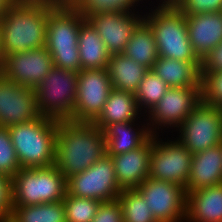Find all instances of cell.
<instances>
[{"instance_id":"1f68e13d","label":"cell","mask_w":222,"mask_h":222,"mask_svg":"<svg viewBox=\"0 0 222 222\" xmlns=\"http://www.w3.org/2000/svg\"><path fill=\"white\" fill-rule=\"evenodd\" d=\"M201 102L222 109V71L201 72Z\"/></svg>"},{"instance_id":"4dcf8cb0","label":"cell","mask_w":222,"mask_h":222,"mask_svg":"<svg viewBox=\"0 0 222 222\" xmlns=\"http://www.w3.org/2000/svg\"><path fill=\"white\" fill-rule=\"evenodd\" d=\"M143 0H76L73 5L83 14L100 11H131L139 10ZM139 3V4H138Z\"/></svg>"},{"instance_id":"60d3db41","label":"cell","mask_w":222,"mask_h":222,"mask_svg":"<svg viewBox=\"0 0 222 222\" xmlns=\"http://www.w3.org/2000/svg\"><path fill=\"white\" fill-rule=\"evenodd\" d=\"M2 66H3V55L1 53V47H0V73H1Z\"/></svg>"},{"instance_id":"3957f363","label":"cell","mask_w":222,"mask_h":222,"mask_svg":"<svg viewBox=\"0 0 222 222\" xmlns=\"http://www.w3.org/2000/svg\"><path fill=\"white\" fill-rule=\"evenodd\" d=\"M85 20L73 4L49 6L45 47L54 66L77 73L81 71L78 33Z\"/></svg>"},{"instance_id":"7a4b0ae2","label":"cell","mask_w":222,"mask_h":222,"mask_svg":"<svg viewBox=\"0 0 222 222\" xmlns=\"http://www.w3.org/2000/svg\"><path fill=\"white\" fill-rule=\"evenodd\" d=\"M49 6L16 3L0 20V47L3 58L46 46Z\"/></svg>"},{"instance_id":"5bb4252c","label":"cell","mask_w":222,"mask_h":222,"mask_svg":"<svg viewBox=\"0 0 222 222\" xmlns=\"http://www.w3.org/2000/svg\"><path fill=\"white\" fill-rule=\"evenodd\" d=\"M112 89L107 68L78 72L73 121L93 122L100 115Z\"/></svg>"},{"instance_id":"ffe728a7","label":"cell","mask_w":222,"mask_h":222,"mask_svg":"<svg viewBox=\"0 0 222 222\" xmlns=\"http://www.w3.org/2000/svg\"><path fill=\"white\" fill-rule=\"evenodd\" d=\"M222 183V145L192 154L186 193Z\"/></svg>"},{"instance_id":"cb8c5ba5","label":"cell","mask_w":222,"mask_h":222,"mask_svg":"<svg viewBox=\"0 0 222 222\" xmlns=\"http://www.w3.org/2000/svg\"><path fill=\"white\" fill-rule=\"evenodd\" d=\"M107 70L113 89L135 94L149 69L121 53L110 56Z\"/></svg>"},{"instance_id":"8992f818","label":"cell","mask_w":222,"mask_h":222,"mask_svg":"<svg viewBox=\"0 0 222 222\" xmlns=\"http://www.w3.org/2000/svg\"><path fill=\"white\" fill-rule=\"evenodd\" d=\"M66 192V179L55 165L20 168L12 177V208L58 202Z\"/></svg>"},{"instance_id":"484cf974","label":"cell","mask_w":222,"mask_h":222,"mask_svg":"<svg viewBox=\"0 0 222 222\" xmlns=\"http://www.w3.org/2000/svg\"><path fill=\"white\" fill-rule=\"evenodd\" d=\"M123 54L148 69H152L157 61L159 54L154 32L144 20L133 31Z\"/></svg>"},{"instance_id":"6da1fadb","label":"cell","mask_w":222,"mask_h":222,"mask_svg":"<svg viewBox=\"0 0 222 222\" xmlns=\"http://www.w3.org/2000/svg\"><path fill=\"white\" fill-rule=\"evenodd\" d=\"M106 155L103 131L93 122L58 121L55 166L67 180Z\"/></svg>"},{"instance_id":"836d02e7","label":"cell","mask_w":222,"mask_h":222,"mask_svg":"<svg viewBox=\"0 0 222 222\" xmlns=\"http://www.w3.org/2000/svg\"><path fill=\"white\" fill-rule=\"evenodd\" d=\"M177 8L185 15L222 11V0H182Z\"/></svg>"},{"instance_id":"2e32d148","label":"cell","mask_w":222,"mask_h":222,"mask_svg":"<svg viewBox=\"0 0 222 222\" xmlns=\"http://www.w3.org/2000/svg\"><path fill=\"white\" fill-rule=\"evenodd\" d=\"M39 116L34 89L14 83L0 73V126L8 128Z\"/></svg>"},{"instance_id":"4fadbf2b","label":"cell","mask_w":222,"mask_h":222,"mask_svg":"<svg viewBox=\"0 0 222 222\" xmlns=\"http://www.w3.org/2000/svg\"><path fill=\"white\" fill-rule=\"evenodd\" d=\"M142 11H100L83 14L97 31L111 55L124 52L136 27L144 20Z\"/></svg>"},{"instance_id":"f35d334b","label":"cell","mask_w":222,"mask_h":222,"mask_svg":"<svg viewBox=\"0 0 222 222\" xmlns=\"http://www.w3.org/2000/svg\"><path fill=\"white\" fill-rule=\"evenodd\" d=\"M16 4L15 0H0V20L10 7Z\"/></svg>"},{"instance_id":"8d00e7d4","label":"cell","mask_w":222,"mask_h":222,"mask_svg":"<svg viewBox=\"0 0 222 222\" xmlns=\"http://www.w3.org/2000/svg\"><path fill=\"white\" fill-rule=\"evenodd\" d=\"M222 71V42L201 60V72Z\"/></svg>"},{"instance_id":"d590c367","label":"cell","mask_w":222,"mask_h":222,"mask_svg":"<svg viewBox=\"0 0 222 222\" xmlns=\"http://www.w3.org/2000/svg\"><path fill=\"white\" fill-rule=\"evenodd\" d=\"M92 222H124L119 201L101 202Z\"/></svg>"},{"instance_id":"74e56055","label":"cell","mask_w":222,"mask_h":222,"mask_svg":"<svg viewBox=\"0 0 222 222\" xmlns=\"http://www.w3.org/2000/svg\"><path fill=\"white\" fill-rule=\"evenodd\" d=\"M16 3L21 4H42L51 7L61 6L63 3L60 0H15Z\"/></svg>"},{"instance_id":"ac0fdd59","label":"cell","mask_w":222,"mask_h":222,"mask_svg":"<svg viewBox=\"0 0 222 222\" xmlns=\"http://www.w3.org/2000/svg\"><path fill=\"white\" fill-rule=\"evenodd\" d=\"M185 18L189 41L202 60L222 42V11L185 15Z\"/></svg>"},{"instance_id":"f1b7e54d","label":"cell","mask_w":222,"mask_h":222,"mask_svg":"<svg viewBox=\"0 0 222 222\" xmlns=\"http://www.w3.org/2000/svg\"><path fill=\"white\" fill-rule=\"evenodd\" d=\"M117 200L122 209L124 222H157L146 200L136 189H123Z\"/></svg>"},{"instance_id":"ab89813d","label":"cell","mask_w":222,"mask_h":222,"mask_svg":"<svg viewBox=\"0 0 222 222\" xmlns=\"http://www.w3.org/2000/svg\"><path fill=\"white\" fill-rule=\"evenodd\" d=\"M182 0H160L159 2H157V6H172V7H177L178 4L181 2ZM159 3V4H158Z\"/></svg>"},{"instance_id":"e0dca14e","label":"cell","mask_w":222,"mask_h":222,"mask_svg":"<svg viewBox=\"0 0 222 222\" xmlns=\"http://www.w3.org/2000/svg\"><path fill=\"white\" fill-rule=\"evenodd\" d=\"M153 149V135L139 148L110 156L113 159L119 187L136 189L149 177L150 155Z\"/></svg>"},{"instance_id":"44dd1931","label":"cell","mask_w":222,"mask_h":222,"mask_svg":"<svg viewBox=\"0 0 222 222\" xmlns=\"http://www.w3.org/2000/svg\"><path fill=\"white\" fill-rule=\"evenodd\" d=\"M185 222H222V183L186 193Z\"/></svg>"},{"instance_id":"ba28073f","label":"cell","mask_w":222,"mask_h":222,"mask_svg":"<svg viewBox=\"0 0 222 222\" xmlns=\"http://www.w3.org/2000/svg\"><path fill=\"white\" fill-rule=\"evenodd\" d=\"M173 131L191 154L218 146L222 143V109L201 102Z\"/></svg>"},{"instance_id":"603a6c76","label":"cell","mask_w":222,"mask_h":222,"mask_svg":"<svg viewBox=\"0 0 222 222\" xmlns=\"http://www.w3.org/2000/svg\"><path fill=\"white\" fill-rule=\"evenodd\" d=\"M151 70L169 87H201V63L158 57Z\"/></svg>"},{"instance_id":"d4e9b609","label":"cell","mask_w":222,"mask_h":222,"mask_svg":"<svg viewBox=\"0 0 222 222\" xmlns=\"http://www.w3.org/2000/svg\"><path fill=\"white\" fill-rule=\"evenodd\" d=\"M81 70L107 68L111 54L91 24L85 20L78 33Z\"/></svg>"},{"instance_id":"d6986e66","label":"cell","mask_w":222,"mask_h":222,"mask_svg":"<svg viewBox=\"0 0 222 222\" xmlns=\"http://www.w3.org/2000/svg\"><path fill=\"white\" fill-rule=\"evenodd\" d=\"M144 120V122L128 121L108 125L103 130L106 141V155L115 156L142 146L152 136L146 118ZM138 122H142V124Z\"/></svg>"},{"instance_id":"7402d4cb","label":"cell","mask_w":222,"mask_h":222,"mask_svg":"<svg viewBox=\"0 0 222 222\" xmlns=\"http://www.w3.org/2000/svg\"><path fill=\"white\" fill-rule=\"evenodd\" d=\"M141 117L144 119L145 116L137 106L135 94L112 89L100 115L93 124L103 131L112 123L142 120Z\"/></svg>"},{"instance_id":"9a60e30c","label":"cell","mask_w":222,"mask_h":222,"mask_svg":"<svg viewBox=\"0 0 222 222\" xmlns=\"http://www.w3.org/2000/svg\"><path fill=\"white\" fill-rule=\"evenodd\" d=\"M53 66L52 56L42 46L5 56L1 74L14 83L35 89Z\"/></svg>"},{"instance_id":"277c9868","label":"cell","mask_w":222,"mask_h":222,"mask_svg":"<svg viewBox=\"0 0 222 222\" xmlns=\"http://www.w3.org/2000/svg\"><path fill=\"white\" fill-rule=\"evenodd\" d=\"M57 128V120L41 115L8 127L21 168L55 165Z\"/></svg>"},{"instance_id":"52a82bcc","label":"cell","mask_w":222,"mask_h":222,"mask_svg":"<svg viewBox=\"0 0 222 222\" xmlns=\"http://www.w3.org/2000/svg\"><path fill=\"white\" fill-rule=\"evenodd\" d=\"M78 73L53 66L34 89L38 113L57 121L73 120Z\"/></svg>"},{"instance_id":"5b68a950","label":"cell","mask_w":222,"mask_h":222,"mask_svg":"<svg viewBox=\"0 0 222 222\" xmlns=\"http://www.w3.org/2000/svg\"><path fill=\"white\" fill-rule=\"evenodd\" d=\"M148 9L144 21L154 32L159 57L201 63L188 37L185 14L177 7L155 6ZM151 9V10H150Z\"/></svg>"},{"instance_id":"f546056e","label":"cell","mask_w":222,"mask_h":222,"mask_svg":"<svg viewBox=\"0 0 222 222\" xmlns=\"http://www.w3.org/2000/svg\"><path fill=\"white\" fill-rule=\"evenodd\" d=\"M63 204L66 222H92L101 201L72 196L66 192Z\"/></svg>"},{"instance_id":"8fae6325","label":"cell","mask_w":222,"mask_h":222,"mask_svg":"<svg viewBox=\"0 0 222 222\" xmlns=\"http://www.w3.org/2000/svg\"><path fill=\"white\" fill-rule=\"evenodd\" d=\"M66 184L69 195L101 202L116 200L122 192L117 183L113 159L108 155L68 178Z\"/></svg>"},{"instance_id":"30bf717a","label":"cell","mask_w":222,"mask_h":222,"mask_svg":"<svg viewBox=\"0 0 222 222\" xmlns=\"http://www.w3.org/2000/svg\"><path fill=\"white\" fill-rule=\"evenodd\" d=\"M153 135L149 177L175 183L186 188L192 162V154L175 137L163 141Z\"/></svg>"},{"instance_id":"7c38bea8","label":"cell","mask_w":222,"mask_h":222,"mask_svg":"<svg viewBox=\"0 0 222 222\" xmlns=\"http://www.w3.org/2000/svg\"><path fill=\"white\" fill-rule=\"evenodd\" d=\"M136 190L146 200L157 222H185L186 191L183 186L148 177Z\"/></svg>"},{"instance_id":"b9f144b4","label":"cell","mask_w":222,"mask_h":222,"mask_svg":"<svg viewBox=\"0 0 222 222\" xmlns=\"http://www.w3.org/2000/svg\"><path fill=\"white\" fill-rule=\"evenodd\" d=\"M63 4H73L76 0H60Z\"/></svg>"},{"instance_id":"4316f807","label":"cell","mask_w":222,"mask_h":222,"mask_svg":"<svg viewBox=\"0 0 222 222\" xmlns=\"http://www.w3.org/2000/svg\"><path fill=\"white\" fill-rule=\"evenodd\" d=\"M9 222H66L63 200L31 206H14Z\"/></svg>"},{"instance_id":"83f0119b","label":"cell","mask_w":222,"mask_h":222,"mask_svg":"<svg viewBox=\"0 0 222 222\" xmlns=\"http://www.w3.org/2000/svg\"><path fill=\"white\" fill-rule=\"evenodd\" d=\"M169 86L159 76L149 69L135 93L137 106L145 116L161 100Z\"/></svg>"},{"instance_id":"d6a6232c","label":"cell","mask_w":222,"mask_h":222,"mask_svg":"<svg viewBox=\"0 0 222 222\" xmlns=\"http://www.w3.org/2000/svg\"><path fill=\"white\" fill-rule=\"evenodd\" d=\"M19 160L9 130L0 126V174L12 178L20 170Z\"/></svg>"},{"instance_id":"e575fe53","label":"cell","mask_w":222,"mask_h":222,"mask_svg":"<svg viewBox=\"0 0 222 222\" xmlns=\"http://www.w3.org/2000/svg\"><path fill=\"white\" fill-rule=\"evenodd\" d=\"M12 213V178L0 174V222H9Z\"/></svg>"},{"instance_id":"9c48e42d","label":"cell","mask_w":222,"mask_h":222,"mask_svg":"<svg viewBox=\"0 0 222 222\" xmlns=\"http://www.w3.org/2000/svg\"><path fill=\"white\" fill-rule=\"evenodd\" d=\"M201 103V87H169L161 100L145 115L152 135L178 128ZM166 128V129H165Z\"/></svg>"}]
</instances>
